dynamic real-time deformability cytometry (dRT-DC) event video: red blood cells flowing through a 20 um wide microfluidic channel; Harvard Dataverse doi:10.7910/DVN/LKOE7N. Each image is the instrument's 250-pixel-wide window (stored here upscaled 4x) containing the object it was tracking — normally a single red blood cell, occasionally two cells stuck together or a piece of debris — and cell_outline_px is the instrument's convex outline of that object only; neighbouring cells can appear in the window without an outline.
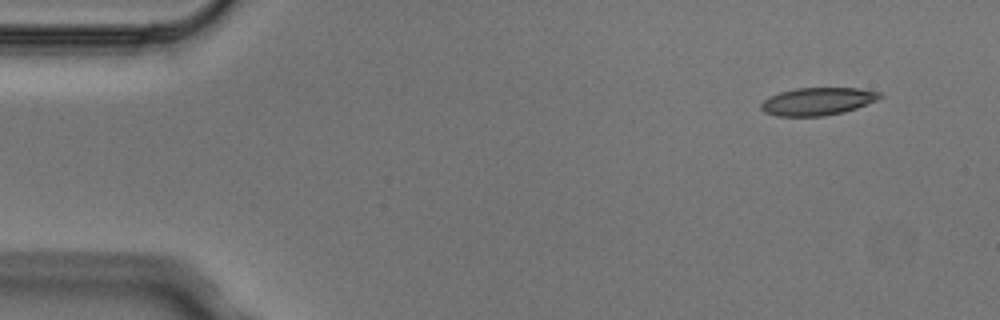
{"species": "Egyptian fruit bat (a non-hibernating species)", "species_latin": "Rousettus aegyptiacus", "temperature_condition": "cold", "stored_images_in_passage": 5, "camera_frame_rate_fps": 3000, "um_per_image_px": 0.085, "animal": {"sex": "male"}, "frame": {"image": 1, "passage_image": 1, "time_ms": 0.0, "image_size_px": [1000, 320], "cell_outline_px": [[884, 96], [876, 100], [856, 108], [844, 112], [824, 116], [776, 116], [764, 112], [760, 108], [760, 104], [764, 100], [780, 92], [796, 88], [860, 88], [880, 92]], "centroid_in_image_um": [69.5, 8.62], "position_along_channel_um": 15.5, "area_um2": 19.13}}
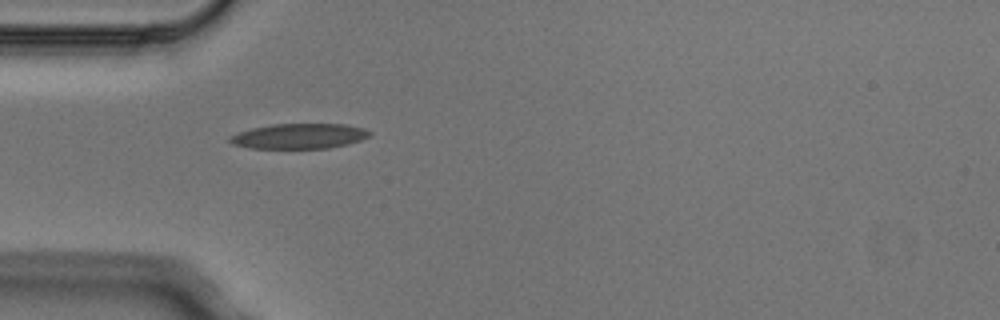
{"frame": {"image": 2, "passage_image": 4, "time_ms": 1.0, "image_size_px": [1000, 320], "cell_outline_px": [[372, 132], [368, 136], [360, 140], [348, 144], [328, 148], [248, 148], [232, 144], [228, 140], [228, 136], [252, 128], [272, 124], [344, 124], [364, 128]], "centroid_in_image_um": [25.41, 11.57], "position_along_channel_um": 59.6, "area_um2": 20.46}}
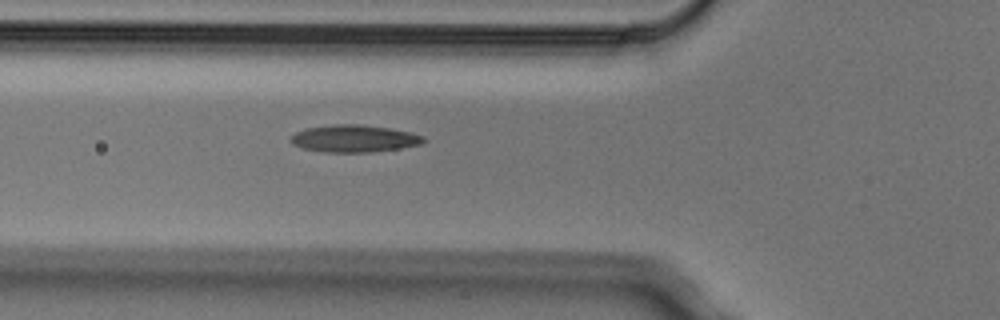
{"frame": {"image": 3, "passage_image": 5, "time_ms": 1.333, "image_size_px": [1000, 320], "cell_outline_px": [[428, 140], [420, 144], [400, 148], [368, 152], [324, 152], [304, 148], [292, 144], [288, 140], [296, 132], [304, 128], [332, 124], [360, 124], [388, 128], [412, 132], [424, 136]], "centroid_in_image_um": [30.1, 11.77], "position_along_channel_um": 95.7, "area_um2": 21.15}}